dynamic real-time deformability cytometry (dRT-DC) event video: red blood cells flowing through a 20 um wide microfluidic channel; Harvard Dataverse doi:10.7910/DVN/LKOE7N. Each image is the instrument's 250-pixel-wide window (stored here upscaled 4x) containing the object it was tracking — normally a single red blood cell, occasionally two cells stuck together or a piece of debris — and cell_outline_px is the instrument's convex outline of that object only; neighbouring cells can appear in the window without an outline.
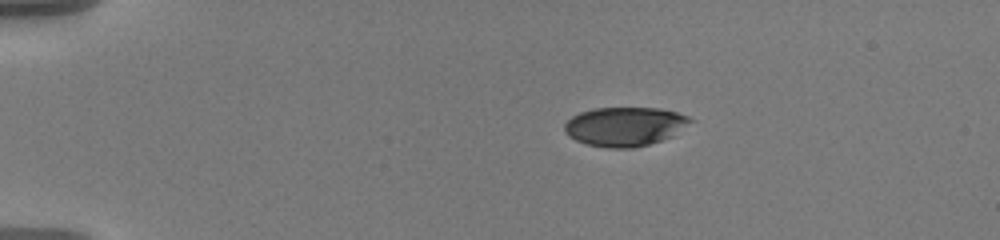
{"species": "human", "species_latin": "Homo sapiens", "temperature_condition": "warm", "stored_images_in_passage": 47, "camera_frame_rate_fps": 3000, "um_per_image_px": 0.085, "donor": {"sex": "male"}, "frame": {"image": 1, "passage_image": 1, "time_ms": 0.0, "image_size_px": [1000, 240], "cell_outline_px": [[696, 120], [672, 136], [648, 144], [632, 148], [608, 148], [588, 144], [576, 140], [568, 136], [564, 132], [564, 124], [572, 116], [580, 112], [592, 108], [660, 108], [676, 112], [688, 116]], "centroid_in_image_um": [53.11, 10.74], "position_along_channel_um": 31.9, "area_um2": 28.73}}
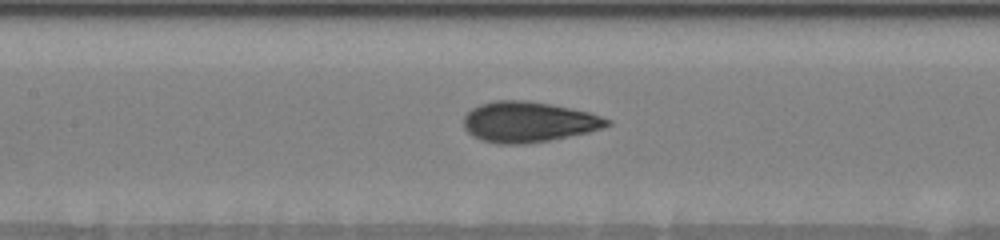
{"frame": {"image": 2, "passage_image": 18, "time_ms": 5.667, "image_size_px": [1000, 240], "cell_outline_px": [[612, 124], [588, 132], [548, 140], [524, 144], [496, 144], [480, 140], [472, 136], [464, 128], [464, 116], [472, 108], [480, 104], [496, 100], [528, 100], [552, 104], [588, 112], [612, 120]], "centroid_in_image_um": [44.88, 10.36], "position_along_channel_um": 162.5, "area_um2": 33.87}}
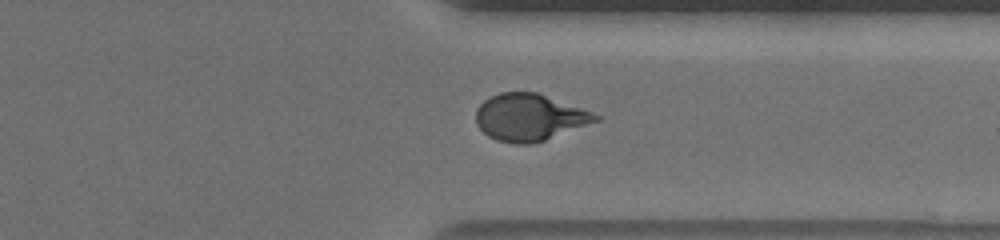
{"frame": {"image": 3, "passage_image": 35, "time_ms": 11.333, "image_size_px": [1000, 240], "cell_outline_px": [[600, 120], [544, 140], [532, 144], [512, 144], [496, 140], [488, 136], [476, 124], [476, 108], [484, 100], [500, 92], [536, 92], [592, 112], [600, 116]], "centroid_in_image_um": [44.97, 9.98], "position_along_channel_um": 366.4, "area_um2": 32.48}, "authors_computed_cell_mechanics": {"area_um2": 33.0038, "velocity_mm_per_s": 3.6005, "shape_relaxation_time_tau1_ms": 4.3841, "shape_relaxation_time_tau2_ms": null, "deformation_change_tau1": 0.1894, "deformation_change_tau2": null}}